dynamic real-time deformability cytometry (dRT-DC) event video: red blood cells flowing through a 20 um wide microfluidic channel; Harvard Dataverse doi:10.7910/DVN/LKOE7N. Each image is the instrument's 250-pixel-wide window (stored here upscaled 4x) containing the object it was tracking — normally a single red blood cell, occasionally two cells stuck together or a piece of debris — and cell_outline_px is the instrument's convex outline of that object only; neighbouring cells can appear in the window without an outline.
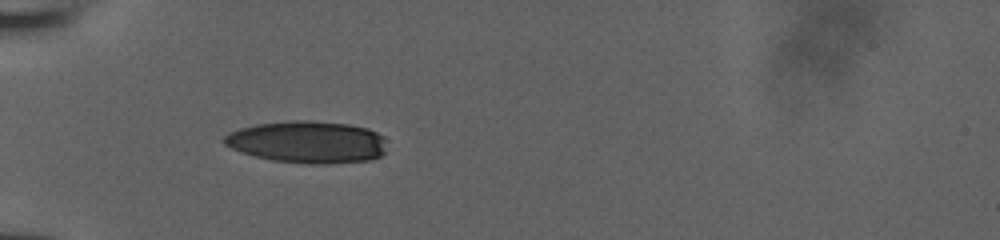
{"species": "human", "species_latin": "Homo sapiens", "temperature_condition": "room temperature", "stored_images_in_passage": 32, "camera_frame_rate_fps": 3000, "um_per_image_px": 0.085, "donor": {"sex": "male"}, "frame": {"image": 1, "passage_image": 1, "time_ms": 0.0, "image_size_px": [1000, 240], "cell_outline_px": [[384, 152], [380, 156], [368, 160], [324, 164], [308, 164], [272, 160], [240, 152], [224, 144], [224, 136], [240, 128], [256, 124], [292, 120], [312, 120], [348, 124], [368, 128], [384, 136]], "centroid_in_image_um": [26.14, 12.07], "position_along_channel_um": 58.9, "area_um2": 39.82}}
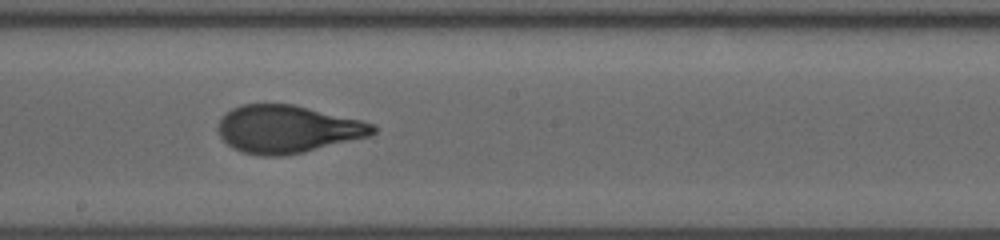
{"frame": {"image": 2, "passage_image": 14, "time_ms": 4.333, "image_size_px": [1000, 240], "cell_outline_px": [[376, 132], [368, 136], [304, 152], [284, 156], [260, 156], [244, 152], [232, 148], [220, 136], [216, 128], [220, 120], [232, 108], [244, 104], [292, 104], [360, 120], [376, 124]], "centroid_in_image_um": [24.42, 10.98], "position_along_channel_um": 223.8, "area_um2": 42.71}}
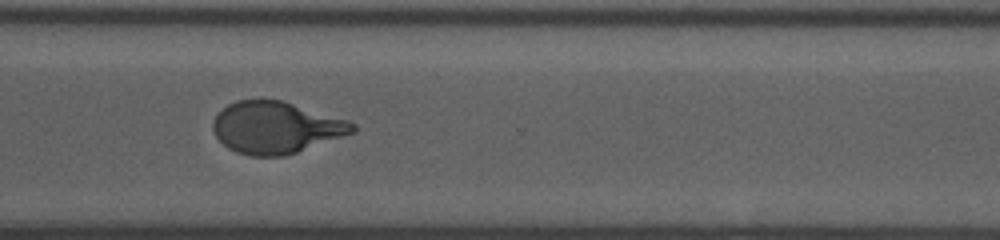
{"frame": {"image": 3, "passage_image": 23, "time_ms": 7.333, "image_size_px": [1000, 240], "cell_outline_px": [[356, 132], [284, 156], [252, 156], [236, 152], [228, 148], [216, 136], [212, 128], [212, 120], [228, 104], [236, 100], [260, 96], [280, 100], [348, 120], [356, 124]], "centroid_in_image_um": [23.43, 10.81], "position_along_channel_um": 347.2, "area_um2": 42.48}}